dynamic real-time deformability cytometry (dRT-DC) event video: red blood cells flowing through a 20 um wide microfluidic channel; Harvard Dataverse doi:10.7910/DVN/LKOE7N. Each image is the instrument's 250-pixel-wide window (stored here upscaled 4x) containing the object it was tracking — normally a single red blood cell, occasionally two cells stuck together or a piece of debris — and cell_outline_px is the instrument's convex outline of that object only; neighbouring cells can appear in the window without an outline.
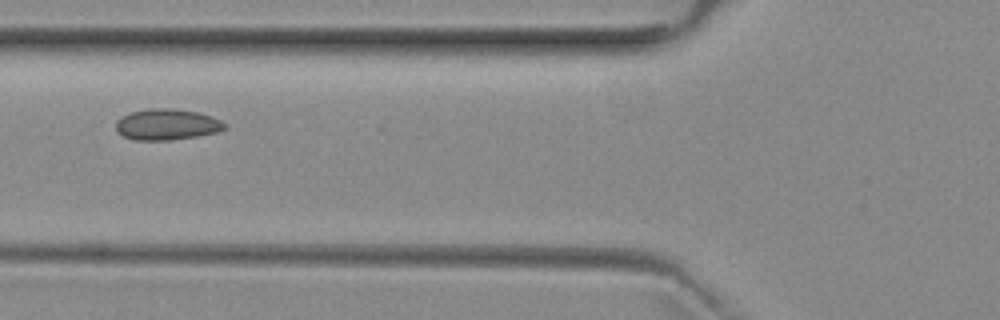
{"species": "common noctule bat (a hibernating species)", "species_latin": "Nyctalus noctula", "temperature_condition": "room temperature", "stored_images_in_passage": 2, "camera_frame_rate_fps": 3000, "um_per_image_px": 0.085, "animal": {"sex": "female", "body_mass_g": 29.2, "forearm_length_mm": 56.3}, "frame": {"image": 1, "passage_image": 2, "time_ms": 1.0, "image_size_px": [1000, 320], "cell_outline_px": [[228, 128], [216, 132], [196, 136], [172, 140], [136, 140], [124, 136], [116, 132], [116, 120], [120, 116], [132, 112], [148, 108], [172, 108], [196, 112], [212, 116], [228, 124]], "centroid_in_image_um": [14.18, 10.57], "position_along_channel_um": 111.6, "area_um2": 19.83}}